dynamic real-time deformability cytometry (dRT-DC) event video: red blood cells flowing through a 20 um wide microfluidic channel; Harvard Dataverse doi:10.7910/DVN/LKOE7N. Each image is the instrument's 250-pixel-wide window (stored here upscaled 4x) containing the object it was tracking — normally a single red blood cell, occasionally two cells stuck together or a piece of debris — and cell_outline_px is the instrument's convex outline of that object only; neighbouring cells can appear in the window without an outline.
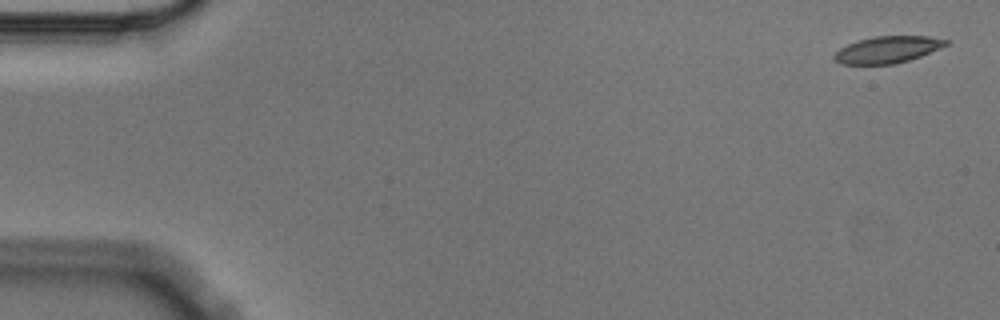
{"species": "Egyptian fruit bat (a non-hibernating species)", "species_latin": "Rousettus aegyptiacus", "temperature_condition": "cold", "stored_images_in_passage": 4, "camera_frame_rate_fps": 3000, "um_per_image_px": 0.085, "animal": {"sex": "male"}, "frame": {"image": 1, "passage_image": 1, "time_ms": 0.0, "image_size_px": [1000, 320], "cell_outline_px": [[948, 44], [940, 48], [920, 56], [896, 64], [840, 64], [832, 60], [832, 56], [840, 48], [848, 44], [860, 40], [876, 36], [928, 36], [948, 40]], "centroid_in_image_um": [75.41, 4.22], "position_along_channel_um": 9.6, "area_um2": 17.34}}
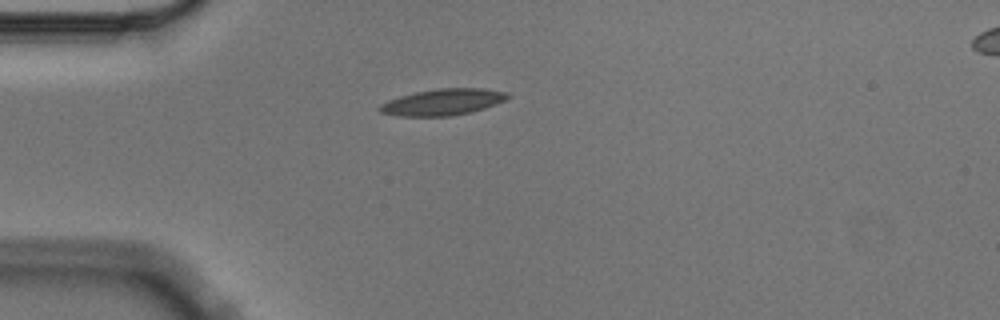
{"frame": {"image": 2, "passage_image": 4, "time_ms": 1.0, "image_size_px": [1000, 320], "cell_outline_px": [[512, 96], [496, 104], [472, 112], [452, 116], [400, 116], [380, 112], [376, 108], [380, 104], [388, 100], [400, 96], [416, 92], [436, 88], [480, 88], [508, 92]], "centroid_in_image_um": [37.64, 8.67], "position_along_channel_um": 47.4, "area_um2": 19.77}}